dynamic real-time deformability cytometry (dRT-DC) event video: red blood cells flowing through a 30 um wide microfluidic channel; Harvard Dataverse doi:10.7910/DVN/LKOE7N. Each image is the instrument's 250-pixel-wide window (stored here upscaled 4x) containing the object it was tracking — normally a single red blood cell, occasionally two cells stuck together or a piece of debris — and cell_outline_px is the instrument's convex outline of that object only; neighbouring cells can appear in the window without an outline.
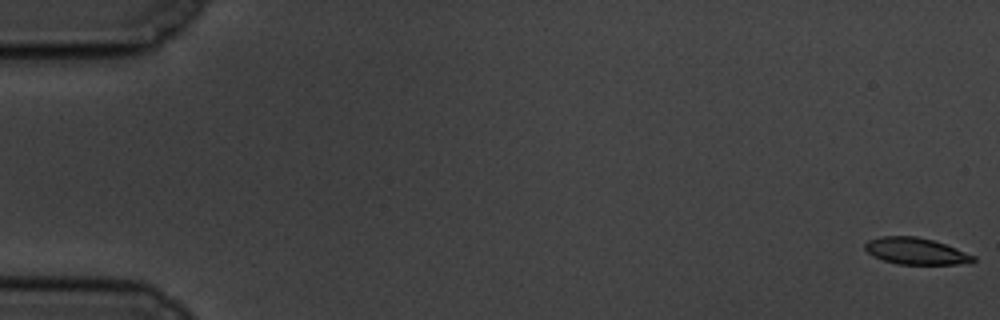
{"species": "common noctule bat (a hibernating species)", "species_latin": "Nyctalus noctula", "temperature_condition": "cold", "stored_images_in_passage": 59, "camera_frame_rate_fps": 3000, "um_per_image_px": 0.085, "animal": {"sex": "male", "body_mass_g": 19.5, "forearm_length_mm": 54.6}, "frame": {"image": 1, "passage_image": 1, "time_ms": 0.0, "image_size_px": [1000, 320], "cell_outline_px": [[976, 260], [972, 264], [896, 264], [872, 256], [864, 248], [864, 244], [868, 240], [880, 236], [916, 236], [932, 240], [956, 248], [976, 256]], "centroid_in_image_um": [77.86, 21.35], "position_along_channel_um": 7.1, "area_um2": 16.94}}
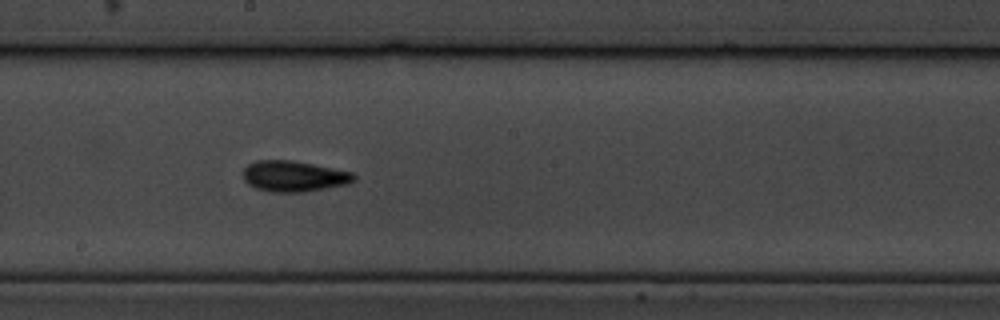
{"frame": {"image": 2, "passage_image": 33, "time_ms": 10.667, "image_size_px": [1000, 320], "cell_outline_px": [[356, 180], [348, 184], [304, 192], [272, 192], [256, 188], [248, 184], [244, 180], [244, 168], [248, 164], [256, 160], [292, 160], [352, 172], [356, 176]], "centroid_in_image_um": [24.98, 14.98], "position_along_channel_um": 223.2, "area_um2": 19.88}}
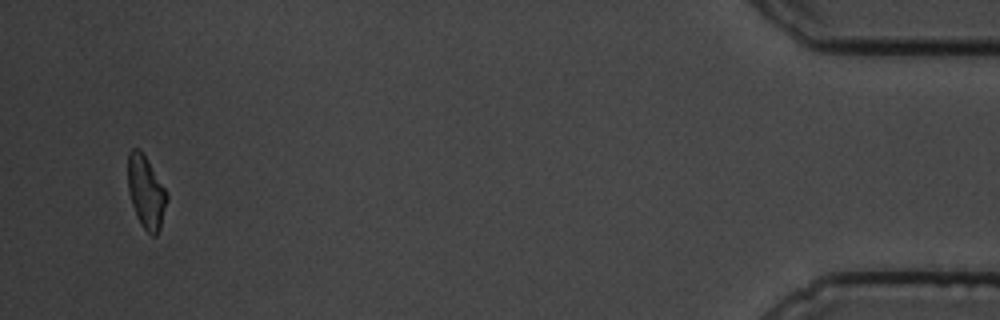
{"frame": {"image": 3, "passage_image": 57, "time_ms": 18.667, "image_size_px": [1000, 320], "cell_outline_px": [[168, 200], [160, 228], [156, 236], [152, 236], [140, 224], [136, 216], [128, 192], [128, 152], [132, 148], [140, 148], [148, 160], [168, 192]], "centroid_in_image_um": [12.42, 16.31], "position_along_channel_um": 422.8, "area_um2": 16.76}, "authors_computed_cell_mechanics": {"area_um2": 17.8602, "velocity_mm_per_s": 3.447, "shape_relaxation_time_tau1_ms": 3.6027, "shape_relaxation_time_tau2_ms": 5.4925, "deformation_change_tau1": 0.1325, "deformation_change_tau2": 0.1172}}